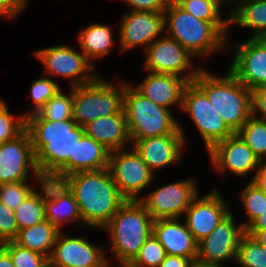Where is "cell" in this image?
Wrapping results in <instances>:
<instances>
[{
    "mask_svg": "<svg viewBox=\"0 0 266 267\" xmlns=\"http://www.w3.org/2000/svg\"><path fill=\"white\" fill-rule=\"evenodd\" d=\"M25 129L30 135L36 166L43 179L61 181L74 173L76 144L85 135L84 127L73 119L51 121L34 113L25 118Z\"/></svg>",
    "mask_w": 266,
    "mask_h": 267,
    "instance_id": "6da1fadb",
    "label": "cell"
},
{
    "mask_svg": "<svg viewBox=\"0 0 266 267\" xmlns=\"http://www.w3.org/2000/svg\"><path fill=\"white\" fill-rule=\"evenodd\" d=\"M61 181L73 193L85 226L103 229L126 201L108 168L76 172Z\"/></svg>",
    "mask_w": 266,
    "mask_h": 267,
    "instance_id": "7a4b0ae2",
    "label": "cell"
},
{
    "mask_svg": "<svg viewBox=\"0 0 266 267\" xmlns=\"http://www.w3.org/2000/svg\"><path fill=\"white\" fill-rule=\"evenodd\" d=\"M154 220L140 200H126L103 228L110 235L111 250L120 267H127L153 234Z\"/></svg>",
    "mask_w": 266,
    "mask_h": 267,
    "instance_id": "3957f363",
    "label": "cell"
},
{
    "mask_svg": "<svg viewBox=\"0 0 266 267\" xmlns=\"http://www.w3.org/2000/svg\"><path fill=\"white\" fill-rule=\"evenodd\" d=\"M193 82L206 94L210 104L234 133L252 116L251 90L229 71L220 77L203 67Z\"/></svg>",
    "mask_w": 266,
    "mask_h": 267,
    "instance_id": "277c9868",
    "label": "cell"
},
{
    "mask_svg": "<svg viewBox=\"0 0 266 267\" xmlns=\"http://www.w3.org/2000/svg\"><path fill=\"white\" fill-rule=\"evenodd\" d=\"M130 140L163 135H183L185 132L172 111L155 104L141 94L134 84L124 83V104Z\"/></svg>",
    "mask_w": 266,
    "mask_h": 267,
    "instance_id": "5b68a950",
    "label": "cell"
},
{
    "mask_svg": "<svg viewBox=\"0 0 266 267\" xmlns=\"http://www.w3.org/2000/svg\"><path fill=\"white\" fill-rule=\"evenodd\" d=\"M168 37L176 40L193 57H206L227 47L226 37L212 22L195 18L172 1L164 12Z\"/></svg>",
    "mask_w": 266,
    "mask_h": 267,
    "instance_id": "8992f818",
    "label": "cell"
},
{
    "mask_svg": "<svg viewBox=\"0 0 266 267\" xmlns=\"http://www.w3.org/2000/svg\"><path fill=\"white\" fill-rule=\"evenodd\" d=\"M123 104L124 82L118 85L98 75L90 83L73 87L72 116L81 127L100 117L120 113Z\"/></svg>",
    "mask_w": 266,
    "mask_h": 267,
    "instance_id": "52a82bcc",
    "label": "cell"
},
{
    "mask_svg": "<svg viewBox=\"0 0 266 267\" xmlns=\"http://www.w3.org/2000/svg\"><path fill=\"white\" fill-rule=\"evenodd\" d=\"M181 110L193 120L207 152L219 141L235 133L210 104L206 94L194 83H188L183 91Z\"/></svg>",
    "mask_w": 266,
    "mask_h": 267,
    "instance_id": "ba28073f",
    "label": "cell"
},
{
    "mask_svg": "<svg viewBox=\"0 0 266 267\" xmlns=\"http://www.w3.org/2000/svg\"><path fill=\"white\" fill-rule=\"evenodd\" d=\"M34 55L43 63L45 76L54 75L70 79L71 88L90 83L98 76L93 72L96 67L83 53L72 46L63 44L50 46L36 50Z\"/></svg>",
    "mask_w": 266,
    "mask_h": 267,
    "instance_id": "9c48e42d",
    "label": "cell"
},
{
    "mask_svg": "<svg viewBox=\"0 0 266 267\" xmlns=\"http://www.w3.org/2000/svg\"><path fill=\"white\" fill-rule=\"evenodd\" d=\"M131 148L110 152L108 169L126 200H140L139 194L151 185L155 174Z\"/></svg>",
    "mask_w": 266,
    "mask_h": 267,
    "instance_id": "30bf717a",
    "label": "cell"
},
{
    "mask_svg": "<svg viewBox=\"0 0 266 267\" xmlns=\"http://www.w3.org/2000/svg\"><path fill=\"white\" fill-rule=\"evenodd\" d=\"M145 53L147 55L143 66L145 71L173 74L184 78L188 83L193 82L203 69L200 66L194 67L192 62L194 57L166 34L149 45Z\"/></svg>",
    "mask_w": 266,
    "mask_h": 267,
    "instance_id": "8fae6325",
    "label": "cell"
},
{
    "mask_svg": "<svg viewBox=\"0 0 266 267\" xmlns=\"http://www.w3.org/2000/svg\"><path fill=\"white\" fill-rule=\"evenodd\" d=\"M198 190L196 182L188 178L156 188L147 197L140 196V201L153 220L180 219L199 195Z\"/></svg>",
    "mask_w": 266,
    "mask_h": 267,
    "instance_id": "7c38bea8",
    "label": "cell"
},
{
    "mask_svg": "<svg viewBox=\"0 0 266 267\" xmlns=\"http://www.w3.org/2000/svg\"><path fill=\"white\" fill-rule=\"evenodd\" d=\"M30 170L40 184L43 178L36 166L30 135L24 129L14 139L0 143V185L27 181Z\"/></svg>",
    "mask_w": 266,
    "mask_h": 267,
    "instance_id": "4fadbf2b",
    "label": "cell"
},
{
    "mask_svg": "<svg viewBox=\"0 0 266 267\" xmlns=\"http://www.w3.org/2000/svg\"><path fill=\"white\" fill-rule=\"evenodd\" d=\"M97 246L85 237H72L61 231L49 258V267H110L102 247Z\"/></svg>",
    "mask_w": 266,
    "mask_h": 267,
    "instance_id": "5bb4252c",
    "label": "cell"
},
{
    "mask_svg": "<svg viewBox=\"0 0 266 267\" xmlns=\"http://www.w3.org/2000/svg\"><path fill=\"white\" fill-rule=\"evenodd\" d=\"M238 44L233 46L234 58L228 71L250 90L265 87L266 44L250 37Z\"/></svg>",
    "mask_w": 266,
    "mask_h": 267,
    "instance_id": "9a60e30c",
    "label": "cell"
},
{
    "mask_svg": "<svg viewBox=\"0 0 266 267\" xmlns=\"http://www.w3.org/2000/svg\"><path fill=\"white\" fill-rule=\"evenodd\" d=\"M207 153L217 172L228 171L239 177L247 176L253 170L256 173L261 164L237 133L217 142Z\"/></svg>",
    "mask_w": 266,
    "mask_h": 267,
    "instance_id": "2e32d148",
    "label": "cell"
},
{
    "mask_svg": "<svg viewBox=\"0 0 266 267\" xmlns=\"http://www.w3.org/2000/svg\"><path fill=\"white\" fill-rule=\"evenodd\" d=\"M120 52H127L137 46L144 50L165 31L164 12L129 11L120 21Z\"/></svg>",
    "mask_w": 266,
    "mask_h": 267,
    "instance_id": "e0dca14e",
    "label": "cell"
},
{
    "mask_svg": "<svg viewBox=\"0 0 266 267\" xmlns=\"http://www.w3.org/2000/svg\"><path fill=\"white\" fill-rule=\"evenodd\" d=\"M245 233L242 225H236L232 212L197 245V257L207 262L225 264L237 258L241 236ZM223 262V263H222Z\"/></svg>",
    "mask_w": 266,
    "mask_h": 267,
    "instance_id": "ac0fdd59",
    "label": "cell"
},
{
    "mask_svg": "<svg viewBox=\"0 0 266 267\" xmlns=\"http://www.w3.org/2000/svg\"><path fill=\"white\" fill-rule=\"evenodd\" d=\"M222 197L215 188L202 197L197 195L185 211V223L197 242L232 212Z\"/></svg>",
    "mask_w": 266,
    "mask_h": 267,
    "instance_id": "d6986e66",
    "label": "cell"
},
{
    "mask_svg": "<svg viewBox=\"0 0 266 267\" xmlns=\"http://www.w3.org/2000/svg\"><path fill=\"white\" fill-rule=\"evenodd\" d=\"M131 143V147L135 149L154 174L156 170L180 162L185 150L183 149L185 148L183 135H163L131 140Z\"/></svg>",
    "mask_w": 266,
    "mask_h": 267,
    "instance_id": "ffe728a7",
    "label": "cell"
},
{
    "mask_svg": "<svg viewBox=\"0 0 266 267\" xmlns=\"http://www.w3.org/2000/svg\"><path fill=\"white\" fill-rule=\"evenodd\" d=\"M44 205L46 219L59 232L66 222L83 225L75 197L62 181L44 179Z\"/></svg>",
    "mask_w": 266,
    "mask_h": 267,
    "instance_id": "44dd1931",
    "label": "cell"
},
{
    "mask_svg": "<svg viewBox=\"0 0 266 267\" xmlns=\"http://www.w3.org/2000/svg\"><path fill=\"white\" fill-rule=\"evenodd\" d=\"M179 218L157 219L153 223V235L164 247L166 254L189 258L197 257V245L186 223Z\"/></svg>",
    "mask_w": 266,
    "mask_h": 267,
    "instance_id": "7402d4cb",
    "label": "cell"
},
{
    "mask_svg": "<svg viewBox=\"0 0 266 267\" xmlns=\"http://www.w3.org/2000/svg\"><path fill=\"white\" fill-rule=\"evenodd\" d=\"M140 85L134 86L141 94L155 104L171 110L170 106L177 105L181 110L182 95L188 82L173 74L153 73L147 71Z\"/></svg>",
    "mask_w": 266,
    "mask_h": 267,
    "instance_id": "603a6c76",
    "label": "cell"
},
{
    "mask_svg": "<svg viewBox=\"0 0 266 267\" xmlns=\"http://www.w3.org/2000/svg\"><path fill=\"white\" fill-rule=\"evenodd\" d=\"M85 134L110 152L126 149L131 144L124 109L114 115L100 117L84 126Z\"/></svg>",
    "mask_w": 266,
    "mask_h": 267,
    "instance_id": "cb8c5ba5",
    "label": "cell"
},
{
    "mask_svg": "<svg viewBox=\"0 0 266 267\" xmlns=\"http://www.w3.org/2000/svg\"><path fill=\"white\" fill-rule=\"evenodd\" d=\"M229 15V25L254 30L250 38L266 35V0H235Z\"/></svg>",
    "mask_w": 266,
    "mask_h": 267,
    "instance_id": "d4e9b609",
    "label": "cell"
},
{
    "mask_svg": "<svg viewBox=\"0 0 266 267\" xmlns=\"http://www.w3.org/2000/svg\"><path fill=\"white\" fill-rule=\"evenodd\" d=\"M111 26L106 24H90L85 29H81L78 34L79 47L87 60L100 59L107 56L115 44Z\"/></svg>",
    "mask_w": 266,
    "mask_h": 267,
    "instance_id": "484cf974",
    "label": "cell"
},
{
    "mask_svg": "<svg viewBox=\"0 0 266 267\" xmlns=\"http://www.w3.org/2000/svg\"><path fill=\"white\" fill-rule=\"evenodd\" d=\"M59 231L47 220L18 231L13 240L23 248L50 258Z\"/></svg>",
    "mask_w": 266,
    "mask_h": 267,
    "instance_id": "4316f807",
    "label": "cell"
},
{
    "mask_svg": "<svg viewBox=\"0 0 266 267\" xmlns=\"http://www.w3.org/2000/svg\"><path fill=\"white\" fill-rule=\"evenodd\" d=\"M109 156V150L85 134L76 144L74 173L108 168Z\"/></svg>",
    "mask_w": 266,
    "mask_h": 267,
    "instance_id": "83f0119b",
    "label": "cell"
},
{
    "mask_svg": "<svg viewBox=\"0 0 266 267\" xmlns=\"http://www.w3.org/2000/svg\"><path fill=\"white\" fill-rule=\"evenodd\" d=\"M195 18L212 22L226 37L229 28V16L223 17L221 9L226 5L224 0H172Z\"/></svg>",
    "mask_w": 266,
    "mask_h": 267,
    "instance_id": "f1b7e54d",
    "label": "cell"
},
{
    "mask_svg": "<svg viewBox=\"0 0 266 267\" xmlns=\"http://www.w3.org/2000/svg\"><path fill=\"white\" fill-rule=\"evenodd\" d=\"M38 185H41V191H36V189H34L14 210L19 230L31 227L46 219L44 205V179H42L41 183Z\"/></svg>",
    "mask_w": 266,
    "mask_h": 267,
    "instance_id": "f546056e",
    "label": "cell"
},
{
    "mask_svg": "<svg viewBox=\"0 0 266 267\" xmlns=\"http://www.w3.org/2000/svg\"><path fill=\"white\" fill-rule=\"evenodd\" d=\"M237 134L261 162L266 161V120L252 115Z\"/></svg>",
    "mask_w": 266,
    "mask_h": 267,
    "instance_id": "4dcf8cb0",
    "label": "cell"
},
{
    "mask_svg": "<svg viewBox=\"0 0 266 267\" xmlns=\"http://www.w3.org/2000/svg\"><path fill=\"white\" fill-rule=\"evenodd\" d=\"M69 90V94L66 95L60 89L36 114L41 119L51 121L73 119V88L70 87Z\"/></svg>",
    "mask_w": 266,
    "mask_h": 267,
    "instance_id": "1f68e13d",
    "label": "cell"
},
{
    "mask_svg": "<svg viewBox=\"0 0 266 267\" xmlns=\"http://www.w3.org/2000/svg\"><path fill=\"white\" fill-rule=\"evenodd\" d=\"M236 262L241 267H266V248L245 232L239 241Z\"/></svg>",
    "mask_w": 266,
    "mask_h": 267,
    "instance_id": "d6a6232c",
    "label": "cell"
},
{
    "mask_svg": "<svg viewBox=\"0 0 266 267\" xmlns=\"http://www.w3.org/2000/svg\"><path fill=\"white\" fill-rule=\"evenodd\" d=\"M241 202L248 217L242 227L246 229L265 209L266 194L251 181L241 190Z\"/></svg>",
    "mask_w": 266,
    "mask_h": 267,
    "instance_id": "836d02e7",
    "label": "cell"
},
{
    "mask_svg": "<svg viewBox=\"0 0 266 267\" xmlns=\"http://www.w3.org/2000/svg\"><path fill=\"white\" fill-rule=\"evenodd\" d=\"M0 246L9 254L14 267H49L47 256L23 248L14 241L4 242Z\"/></svg>",
    "mask_w": 266,
    "mask_h": 267,
    "instance_id": "e575fe53",
    "label": "cell"
},
{
    "mask_svg": "<svg viewBox=\"0 0 266 267\" xmlns=\"http://www.w3.org/2000/svg\"><path fill=\"white\" fill-rule=\"evenodd\" d=\"M60 89V85L47 76L35 80L30 90L33 107L22 115L26 118L38 112Z\"/></svg>",
    "mask_w": 266,
    "mask_h": 267,
    "instance_id": "d590c367",
    "label": "cell"
},
{
    "mask_svg": "<svg viewBox=\"0 0 266 267\" xmlns=\"http://www.w3.org/2000/svg\"><path fill=\"white\" fill-rule=\"evenodd\" d=\"M166 252L159 240L152 234L140 248L138 255L127 267H159Z\"/></svg>",
    "mask_w": 266,
    "mask_h": 267,
    "instance_id": "8d00e7d4",
    "label": "cell"
},
{
    "mask_svg": "<svg viewBox=\"0 0 266 267\" xmlns=\"http://www.w3.org/2000/svg\"><path fill=\"white\" fill-rule=\"evenodd\" d=\"M25 129V117L9 112L6 102L0 99V143L18 136Z\"/></svg>",
    "mask_w": 266,
    "mask_h": 267,
    "instance_id": "74e56055",
    "label": "cell"
},
{
    "mask_svg": "<svg viewBox=\"0 0 266 267\" xmlns=\"http://www.w3.org/2000/svg\"><path fill=\"white\" fill-rule=\"evenodd\" d=\"M27 181L8 182L0 185V201L13 211L34 190Z\"/></svg>",
    "mask_w": 266,
    "mask_h": 267,
    "instance_id": "f35d334b",
    "label": "cell"
},
{
    "mask_svg": "<svg viewBox=\"0 0 266 267\" xmlns=\"http://www.w3.org/2000/svg\"><path fill=\"white\" fill-rule=\"evenodd\" d=\"M18 231L14 211L0 201V244L13 241Z\"/></svg>",
    "mask_w": 266,
    "mask_h": 267,
    "instance_id": "ab89813d",
    "label": "cell"
},
{
    "mask_svg": "<svg viewBox=\"0 0 266 267\" xmlns=\"http://www.w3.org/2000/svg\"><path fill=\"white\" fill-rule=\"evenodd\" d=\"M131 11L165 12L172 0H122Z\"/></svg>",
    "mask_w": 266,
    "mask_h": 267,
    "instance_id": "60d3db41",
    "label": "cell"
},
{
    "mask_svg": "<svg viewBox=\"0 0 266 267\" xmlns=\"http://www.w3.org/2000/svg\"><path fill=\"white\" fill-rule=\"evenodd\" d=\"M252 93V115L266 120V86L251 90ZM260 116L258 117V114Z\"/></svg>",
    "mask_w": 266,
    "mask_h": 267,
    "instance_id": "b9f144b4",
    "label": "cell"
},
{
    "mask_svg": "<svg viewBox=\"0 0 266 267\" xmlns=\"http://www.w3.org/2000/svg\"><path fill=\"white\" fill-rule=\"evenodd\" d=\"M25 7L21 0H0V17L14 20Z\"/></svg>",
    "mask_w": 266,
    "mask_h": 267,
    "instance_id": "7bdbcfd3",
    "label": "cell"
},
{
    "mask_svg": "<svg viewBox=\"0 0 266 267\" xmlns=\"http://www.w3.org/2000/svg\"><path fill=\"white\" fill-rule=\"evenodd\" d=\"M191 263L189 258L166 254L159 267H191Z\"/></svg>",
    "mask_w": 266,
    "mask_h": 267,
    "instance_id": "ee69618b",
    "label": "cell"
},
{
    "mask_svg": "<svg viewBox=\"0 0 266 267\" xmlns=\"http://www.w3.org/2000/svg\"><path fill=\"white\" fill-rule=\"evenodd\" d=\"M266 194V161H262L260 167L250 180Z\"/></svg>",
    "mask_w": 266,
    "mask_h": 267,
    "instance_id": "f6af8a7d",
    "label": "cell"
},
{
    "mask_svg": "<svg viewBox=\"0 0 266 267\" xmlns=\"http://www.w3.org/2000/svg\"><path fill=\"white\" fill-rule=\"evenodd\" d=\"M265 228H266V209L245 230H260Z\"/></svg>",
    "mask_w": 266,
    "mask_h": 267,
    "instance_id": "bcb514c9",
    "label": "cell"
},
{
    "mask_svg": "<svg viewBox=\"0 0 266 267\" xmlns=\"http://www.w3.org/2000/svg\"><path fill=\"white\" fill-rule=\"evenodd\" d=\"M245 232L266 248V228L260 230H245Z\"/></svg>",
    "mask_w": 266,
    "mask_h": 267,
    "instance_id": "7dc6e473",
    "label": "cell"
},
{
    "mask_svg": "<svg viewBox=\"0 0 266 267\" xmlns=\"http://www.w3.org/2000/svg\"><path fill=\"white\" fill-rule=\"evenodd\" d=\"M0 267H14L9 254L0 246Z\"/></svg>",
    "mask_w": 266,
    "mask_h": 267,
    "instance_id": "c3c4849f",
    "label": "cell"
},
{
    "mask_svg": "<svg viewBox=\"0 0 266 267\" xmlns=\"http://www.w3.org/2000/svg\"><path fill=\"white\" fill-rule=\"evenodd\" d=\"M191 267H224V265L215 262H207L202 259L195 258L191 263Z\"/></svg>",
    "mask_w": 266,
    "mask_h": 267,
    "instance_id": "681fc988",
    "label": "cell"
},
{
    "mask_svg": "<svg viewBox=\"0 0 266 267\" xmlns=\"http://www.w3.org/2000/svg\"><path fill=\"white\" fill-rule=\"evenodd\" d=\"M266 44V35L260 38Z\"/></svg>",
    "mask_w": 266,
    "mask_h": 267,
    "instance_id": "f907efd6",
    "label": "cell"
},
{
    "mask_svg": "<svg viewBox=\"0 0 266 267\" xmlns=\"http://www.w3.org/2000/svg\"><path fill=\"white\" fill-rule=\"evenodd\" d=\"M226 3L232 2L234 3L235 0H224Z\"/></svg>",
    "mask_w": 266,
    "mask_h": 267,
    "instance_id": "816d5d0a",
    "label": "cell"
}]
</instances>
